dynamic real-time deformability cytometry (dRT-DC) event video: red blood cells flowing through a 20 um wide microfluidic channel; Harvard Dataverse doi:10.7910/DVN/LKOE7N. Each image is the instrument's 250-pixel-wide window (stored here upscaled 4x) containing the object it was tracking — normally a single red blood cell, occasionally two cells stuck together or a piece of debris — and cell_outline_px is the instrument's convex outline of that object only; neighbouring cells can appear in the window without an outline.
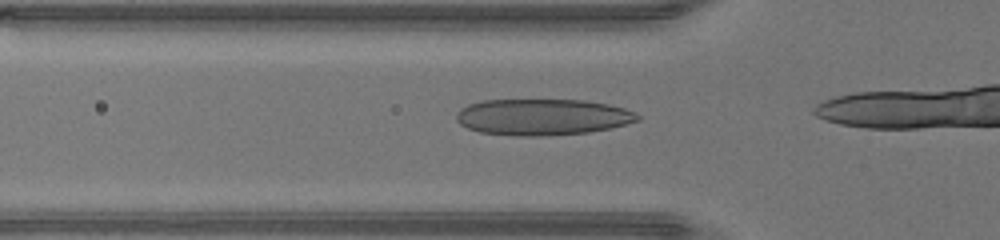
{"species": "human", "species_latin": "Homo sapiens", "temperature_condition": "warm", "stored_images_in_passage": 14, "camera_frame_rate_fps": 3000, "um_per_image_px": 0.085, "donor": {"sex": "male"}, "frame": {"image": 1, "passage_image": 10, "time_ms": 3.0, "image_size_px": [1000, 240], "cell_outline_px": [[640, 120], [612, 128], [588, 132], [540, 136], [516, 136], [480, 132], [468, 128], [460, 124], [456, 120], [456, 112], [460, 108], [468, 104], [484, 100], [584, 100], [608, 104], [624, 108], [636, 112], [640, 116]], "centroid_in_image_um": [46.11, 9.94], "position_along_channel_um": 79.7, "area_um2": 38.49}}
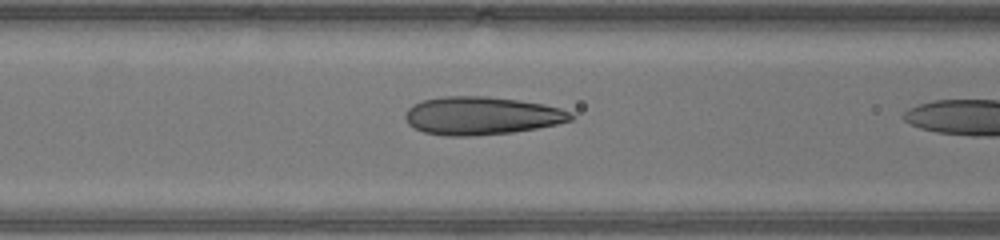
{"frame": {"image": 2, "passage_image": 13, "time_ms": 4.0, "image_size_px": [1000, 240], "cell_outline_px": [[576, 116], [572, 120], [556, 124], [536, 128], [512, 132], [472, 136], [444, 136], [424, 132], [408, 124], [404, 116], [408, 108], [412, 104], [420, 100], [444, 96], [488, 96], [544, 104], [560, 108], [572, 112]], "centroid_in_image_um": [40.92, 9.83], "position_along_channel_um": 125.7, "area_um2": 36.88}}